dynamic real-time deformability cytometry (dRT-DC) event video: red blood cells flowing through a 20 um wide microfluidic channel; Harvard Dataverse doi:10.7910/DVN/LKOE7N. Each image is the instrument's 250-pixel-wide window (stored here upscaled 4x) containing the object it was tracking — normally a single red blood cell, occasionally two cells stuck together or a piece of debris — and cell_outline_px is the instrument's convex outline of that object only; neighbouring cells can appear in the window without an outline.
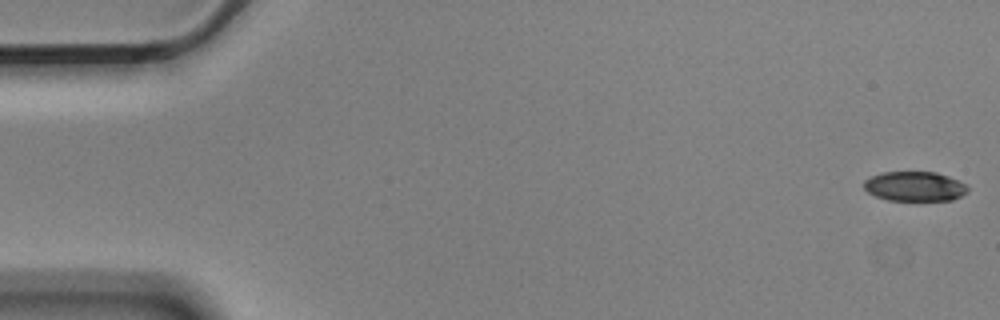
{"species": "Egyptian fruit bat (a non-hibernating species)", "species_latin": "Rousettus aegyptiacus", "temperature_condition": "cold", "stored_images_in_passage": 5, "camera_frame_rate_fps": 3000, "um_per_image_px": 0.085, "animal": {"sex": "male"}, "frame": {"image": 1, "passage_image": 1, "time_ms": 0.0, "image_size_px": [1000, 320], "cell_outline_px": [[968, 192], [952, 200], [888, 200], [876, 196], [868, 192], [864, 188], [864, 180], [880, 172], [936, 172], [948, 176], [964, 184], [968, 188]], "centroid_in_image_um": [77.73, 15.84], "position_along_channel_um": 7.3, "area_um2": 17.8}}
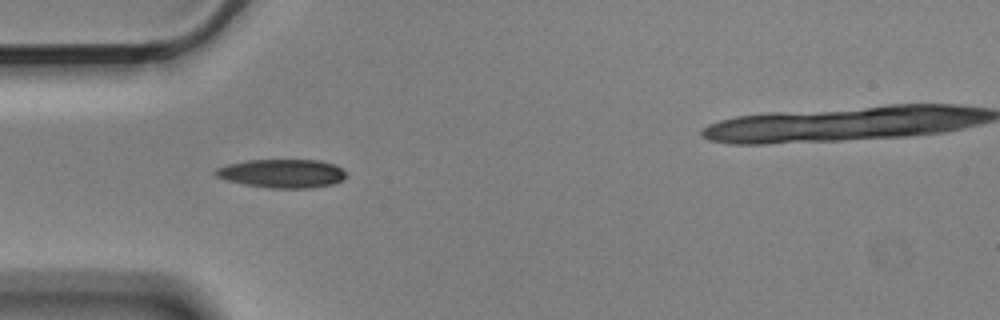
{"frame": {"image": 2, "passage_image": 5, "time_ms": 1.333, "image_size_px": [1000, 320], "cell_outline_px": [[348, 176], [344, 180], [332, 184], [312, 188], [272, 188], [244, 184], [228, 180], [216, 176], [212, 172], [216, 168], [228, 164], [248, 160], [320, 160], [336, 164]], "centroid_in_image_um": [24.01, 14.74], "position_along_channel_um": 61.0, "area_um2": 21.85}}